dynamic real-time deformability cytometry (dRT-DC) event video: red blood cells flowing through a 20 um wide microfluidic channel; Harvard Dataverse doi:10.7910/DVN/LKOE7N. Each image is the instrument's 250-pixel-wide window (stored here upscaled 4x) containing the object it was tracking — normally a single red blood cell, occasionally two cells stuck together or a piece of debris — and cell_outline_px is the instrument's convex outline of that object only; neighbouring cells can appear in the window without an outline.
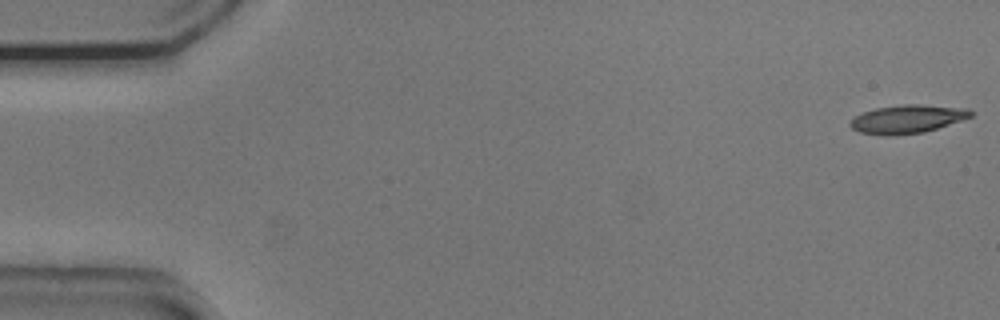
{"species": "common noctule bat (a hibernating species)", "species_latin": "Nyctalus noctula", "temperature_condition": "cold", "stored_images_in_passage": 10, "camera_frame_rate_fps": 3000, "um_per_image_px": 0.085, "animal": {"sex": "male", "body_mass_g": 20.5, "forearm_length_mm": 52.5}, "frame": {"image": 1, "passage_image": 1, "time_ms": 0.0, "image_size_px": [1000, 320], "cell_outline_px": [[972, 116], [924, 132], [896, 136], [860, 132], [852, 128], [848, 124], [856, 116], [864, 112], [876, 108], [904, 104], [920, 104], [968, 108], [972, 112]], "centroid_in_image_um": [77.13, 10.11], "position_along_channel_um": 7.9, "area_um2": 19.65}}